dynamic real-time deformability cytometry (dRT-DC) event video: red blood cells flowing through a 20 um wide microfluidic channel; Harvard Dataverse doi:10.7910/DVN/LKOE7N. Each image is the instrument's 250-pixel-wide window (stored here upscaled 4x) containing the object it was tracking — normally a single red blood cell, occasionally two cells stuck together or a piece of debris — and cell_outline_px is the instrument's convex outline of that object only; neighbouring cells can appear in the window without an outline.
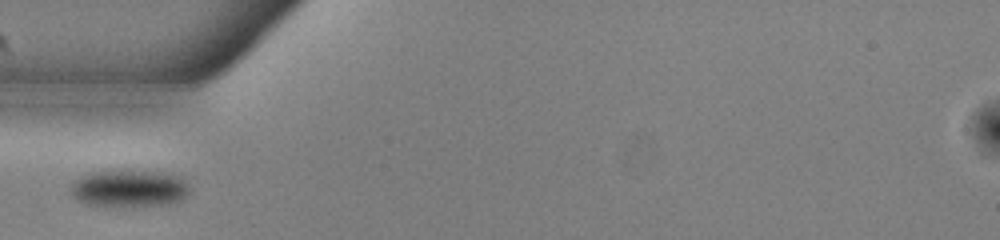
{"species": "common noctule bat (a hibernating species)", "species_latin": "Nyctalus noctula", "temperature_condition": "warm", "stored_images_in_passage": 38, "camera_frame_rate_fps": 3000, "um_per_image_px": 0.085, "animal": {"sex": "male", "body_mass_g": 13.0, "forearm_length_mm": 53.1}, "frame": {"image": 1, "passage_image": 1, "time_ms": 0.0, "image_size_px": [1000, 240], "cell_outline_px": [[188, 192], [180, 200], [168, 204], [132, 208], [108, 208], [84, 204], [76, 200], [68, 192], [72, 180], [88, 172], [108, 168], [132, 168], [160, 172], [180, 176], [188, 180]], "centroid_in_image_um": [10.87, 16.0], "position_along_channel_um": 74.1, "area_um2": 27.98}}
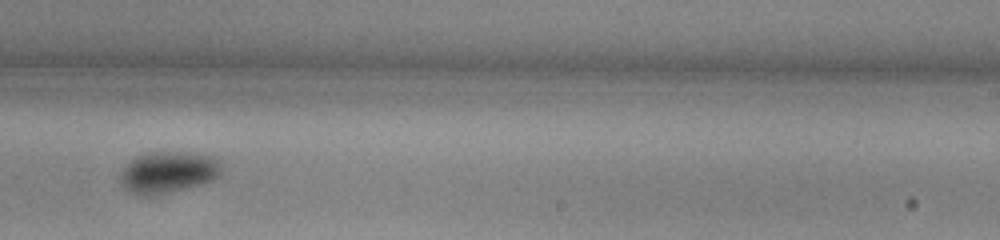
{"frame": {"image": 2, "passage_image": 17, "time_ms": 5.333, "image_size_px": [1000, 240], "cell_outline_px": [[220, 176], [212, 180], [200, 184], [152, 196], [136, 196], [124, 188], [120, 180], [120, 168], [136, 156], [144, 152], [164, 148], [168, 148], [200, 152], [216, 156], [220, 160]], "centroid_in_image_um": [14.27, 14.55], "position_along_channel_um": 274.7, "area_um2": 25.95}}
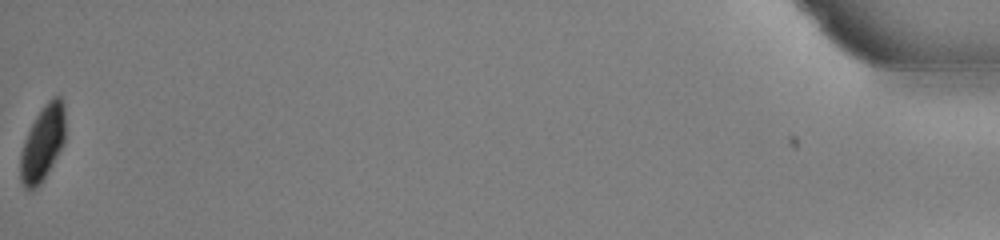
{"frame": {"image": 3, "passage_image": 38, "time_ms": 12.333, "image_size_px": [1000, 240], "cell_outline_px": [[64, 140], [56, 156], [40, 184], [36, 188], [28, 192], [24, 188], [20, 180], [20, 152], [24, 140], [36, 116], [44, 104], [52, 96], [60, 96], [64, 104]], "centroid_in_image_um": [3.59, 12.18], "position_along_channel_um": 431.6, "area_um2": 19.48}}